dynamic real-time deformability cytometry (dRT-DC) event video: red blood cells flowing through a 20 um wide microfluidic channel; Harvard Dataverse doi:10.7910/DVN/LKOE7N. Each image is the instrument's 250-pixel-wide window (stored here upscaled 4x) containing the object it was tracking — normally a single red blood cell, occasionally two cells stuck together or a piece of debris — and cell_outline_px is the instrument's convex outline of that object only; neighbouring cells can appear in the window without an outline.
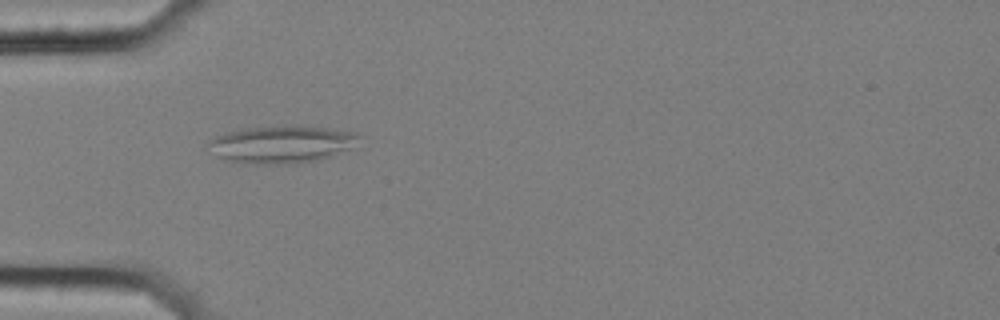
{"species": "common noctule bat (a hibernating species)", "species_latin": "Nyctalus noctula", "temperature_condition": "cold", "stored_images_in_passage": 40, "camera_frame_rate_fps": 3000, "um_per_image_px": 0.085, "animal": {"sex": "female", "body_mass_g": 25.1}, "frame": {"image": 1, "passage_image": 1, "time_ms": 0.0, "image_size_px": [1000, 320], "cell_outline_px": [[364, 136], [348, 148], [332, 156], [316, 160], [296, 164], [256, 164], [228, 160], [220, 156], [208, 144], [208, 140], [216, 136], [248, 128], [296, 124], [328, 128], [356, 132]], "centroid_in_image_um": [24.03, 12.25], "position_along_channel_um": 61.0, "area_um2": 32.6}}
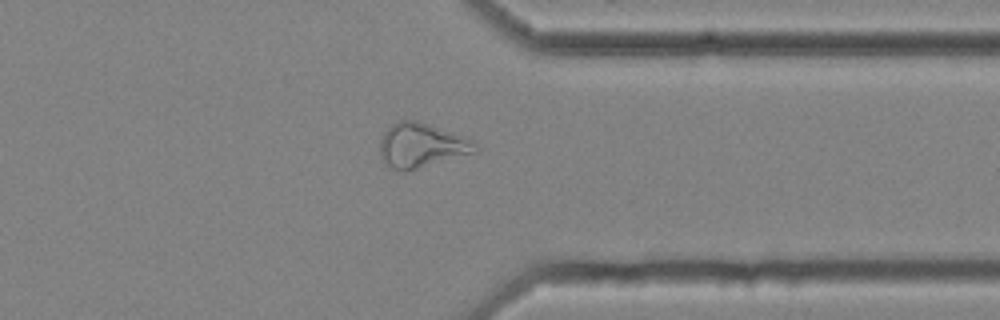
{"frame": {"image": 2, "passage_image": 28, "time_ms": 9.0, "image_size_px": [1000, 320], "cell_outline_px": [[476, 152], [416, 168], [392, 168], [384, 164], [380, 160], [380, 140], [384, 132], [392, 124], [400, 120], [416, 120], [428, 124], [472, 140], [476, 144]], "centroid_in_image_um": [35.77, 12.33], "position_along_channel_um": 375.6, "area_um2": 23.87}}
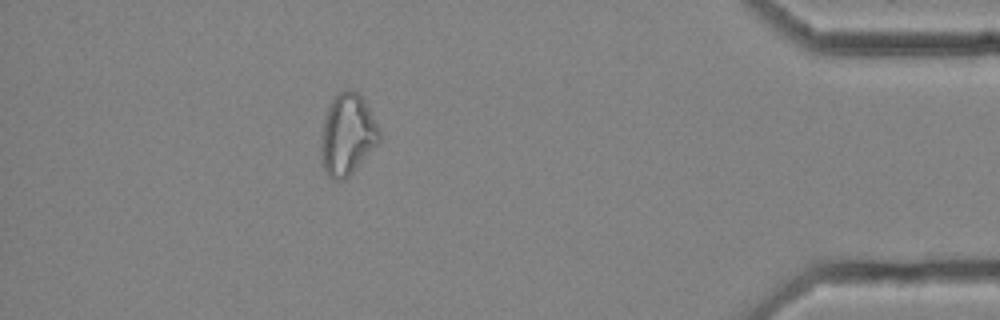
{"frame": {"image": 3, "passage_image": 34, "time_ms": 11.0, "image_size_px": [1000, 320], "cell_outline_px": [[380, 144], [344, 180], [332, 180], [328, 176], [324, 168], [320, 152], [320, 136], [324, 116], [332, 100], [340, 92], [348, 88], [356, 92], [364, 100], [380, 128]], "centroid_in_image_um": [29.53, 11.46], "position_along_channel_um": 405.7, "area_um2": 27.92}, "authors_computed_cell_mechanics": {"area_um2": 22.5998, "velocity_mm_per_s": 3.5567, "shape_relaxation_time_tau1_ms": null, "shape_relaxation_time_tau2_ms": 8.028, "deformation_change_tau1": null, "deformation_change_tau2": 0.2087}}